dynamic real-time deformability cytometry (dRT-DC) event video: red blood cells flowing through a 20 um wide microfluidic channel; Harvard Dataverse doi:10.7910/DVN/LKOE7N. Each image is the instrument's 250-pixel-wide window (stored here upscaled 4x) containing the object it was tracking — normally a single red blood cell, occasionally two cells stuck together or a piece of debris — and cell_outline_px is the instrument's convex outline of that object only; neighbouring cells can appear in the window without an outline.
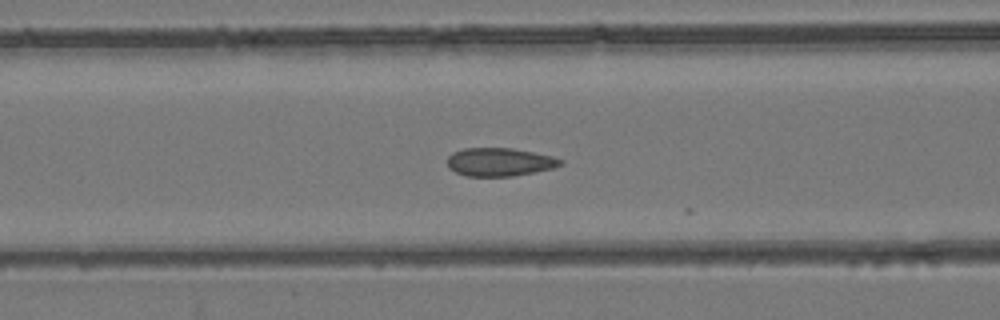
{"species": "common noctule bat (a hibernating species)", "species_latin": "Nyctalus noctula", "temperature_condition": "room temperature", "stored_images_in_passage": 23, "camera_frame_rate_fps": 3000, "um_per_image_px": 0.085, "animal": {"sex": "female", "body_mass_g": 24.6, "forearm_length_mm": 56.2}, "frame": {"image": 1, "passage_image": 22, "time_ms": 7.0, "image_size_px": [1000, 320], "cell_outline_px": [[564, 164], [552, 168], [512, 176], [464, 176], [448, 168], [448, 156], [452, 152], [464, 148], [512, 148], [552, 156], [564, 160]], "centroid_in_image_um": [42.45, 13.76], "position_along_channel_um": 124.2, "area_um2": 18.61}}